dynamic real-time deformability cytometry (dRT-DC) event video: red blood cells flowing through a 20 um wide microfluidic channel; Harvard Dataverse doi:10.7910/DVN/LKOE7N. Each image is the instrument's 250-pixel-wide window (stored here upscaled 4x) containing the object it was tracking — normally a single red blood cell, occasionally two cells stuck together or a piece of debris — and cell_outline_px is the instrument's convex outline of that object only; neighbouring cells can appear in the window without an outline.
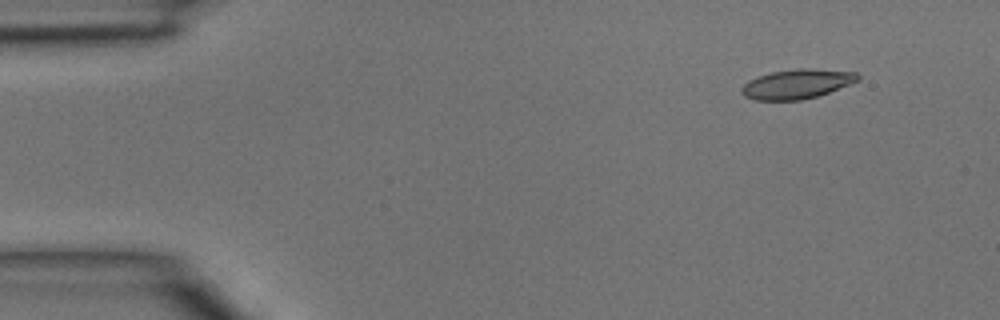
{"species": "common noctule bat (a hibernating species)", "species_latin": "Nyctalus noctula", "temperature_condition": "room temperature", "stored_images_in_passage": 3, "camera_frame_rate_fps": 3000, "um_per_image_px": 0.085, "animal": {"sex": "male", "body_mass_g": 15.6}, "frame": {"image": 1, "passage_image": 1, "time_ms": 0.0, "image_size_px": [1000, 320], "cell_outline_px": [[860, 80], [852, 84], [816, 96], [800, 100], [756, 100], [744, 96], [740, 92], [740, 88], [748, 80], [772, 72], [800, 68], [808, 68], [856, 72], [860, 76]], "centroid_in_image_um": [67.75, 7.14], "position_along_channel_um": 17.3, "area_um2": 19.94}}